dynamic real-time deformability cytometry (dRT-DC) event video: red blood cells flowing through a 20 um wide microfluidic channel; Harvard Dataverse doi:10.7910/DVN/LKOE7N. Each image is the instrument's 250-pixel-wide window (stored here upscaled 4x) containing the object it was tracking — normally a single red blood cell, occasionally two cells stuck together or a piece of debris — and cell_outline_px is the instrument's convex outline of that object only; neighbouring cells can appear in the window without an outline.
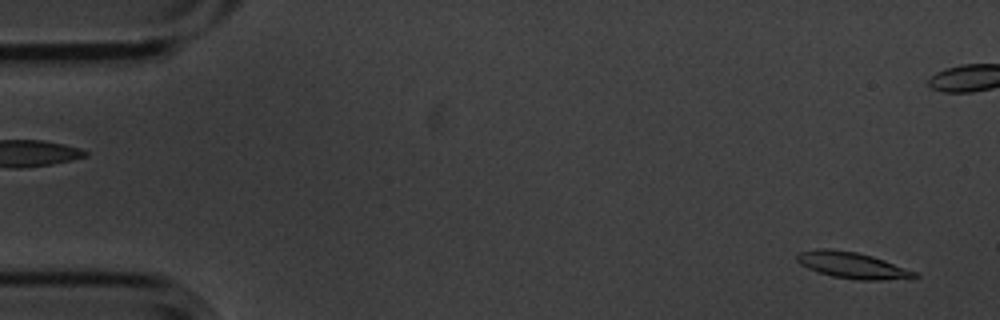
{"species": "common noctule bat (a hibernating species)", "species_latin": "Nyctalus noctula", "temperature_condition": "cold", "stored_images_in_passage": 5, "camera_frame_rate_fps": 3000, "um_per_image_px": 0.085, "animal": {"sex": "male", "body_mass_g": 20.1, "forearm_length_mm": 53.5}, "frame": {"image": 1, "passage_image": 5, "time_ms": 1.333, "image_size_px": [1000, 320], "cell_outline_px": [[920, 276], [916, 280], [856, 280], [832, 276], [808, 268], [800, 264], [796, 260], [796, 256], [800, 252], [816, 248], [828, 248], [856, 252], [872, 256], [884, 260], [916, 272]], "centroid_in_image_um": [72.51, 22.57], "position_along_channel_um": 12.5, "area_um2": 18.26}}